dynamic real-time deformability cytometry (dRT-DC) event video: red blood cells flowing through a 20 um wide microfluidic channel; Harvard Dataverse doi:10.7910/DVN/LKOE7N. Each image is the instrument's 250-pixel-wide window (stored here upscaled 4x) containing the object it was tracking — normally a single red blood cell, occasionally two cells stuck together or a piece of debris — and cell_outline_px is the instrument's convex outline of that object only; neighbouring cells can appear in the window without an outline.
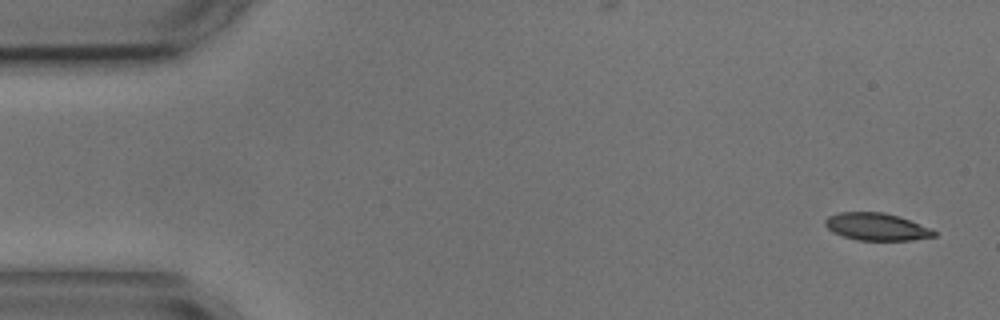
{"species": "common noctule bat (a hibernating species)", "species_latin": "Nyctalus noctula", "temperature_condition": "cold", "stored_images_in_passage": 7, "segment_of_instrument_passage": [2, 2], "camera_frame_rate_fps": 3000, "um_per_image_px": 0.085, "animal": {"sex": "male", "body_mass_g": 17.9, "forearm_length_mm": 54.2}, "frame": {"image": 1, "passage_image": 7, "time_ms": 7.0, "image_size_px": [1000, 320], "cell_outline_px": [[936, 236], [912, 240], [856, 240], [832, 232], [824, 224], [824, 220], [828, 216], [840, 212], [884, 212], [900, 216], [928, 228], [936, 232]], "centroid_in_image_um": [74.47, 19.27], "position_along_channel_um": 10.5, "area_um2": 17.28}}